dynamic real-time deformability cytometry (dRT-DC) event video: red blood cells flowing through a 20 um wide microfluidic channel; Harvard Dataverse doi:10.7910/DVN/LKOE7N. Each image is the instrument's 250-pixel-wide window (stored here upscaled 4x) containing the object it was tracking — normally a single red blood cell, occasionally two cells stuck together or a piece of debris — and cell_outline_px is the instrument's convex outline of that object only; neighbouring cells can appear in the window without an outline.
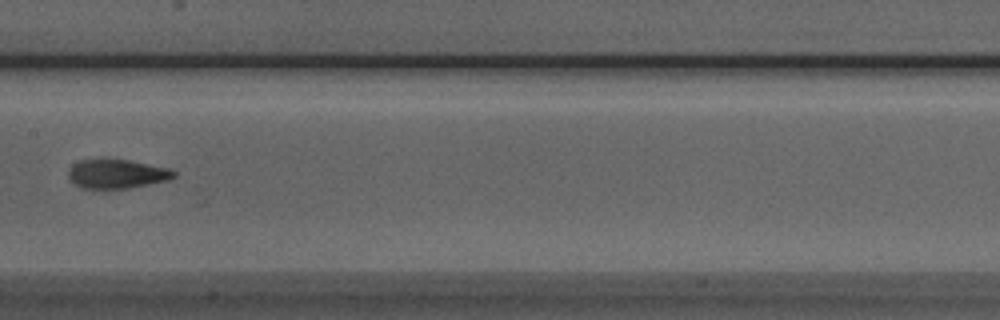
{"species": "Egyptian fruit bat (a non-hibernating species)", "species_latin": "Rousettus aegyptiacus", "temperature_condition": "room temperature", "stored_images_in_passage": 8, "camera_frame_rate_fps": 3000, "um_per_image_px": 0.085, "animal": {"sex": "male"}, "frame": {"image": 1, "passage_image": 7, "time_ms": 7.0, "image_size_px": [1000, 320], "cell_outline_px": [[176, 176], [168, 180], [128, 188], [80, 188], [68, 180], [68, 172], [72, 164], [80, 160], [100, 156], [104, 156], [128, 160], [172, 168], [176, 172]], "centroid_in_image_um": [9.89, 14.73], "position_along_channel_um": 197.5, "area_um2": 18.61}}
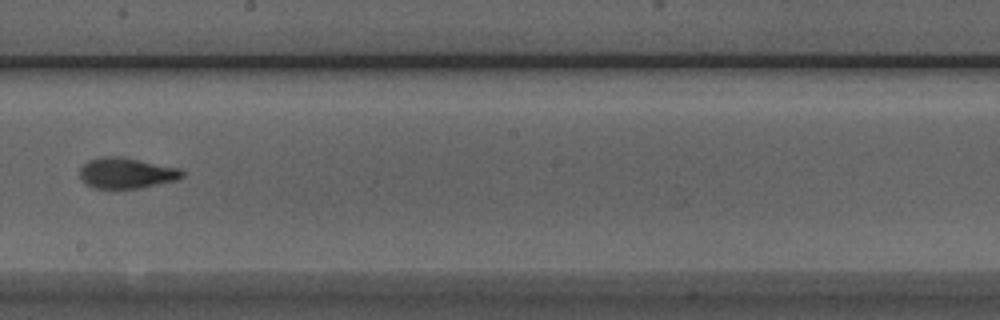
{"frame": {"image": 2, "passage_image": 8, "time_ms": 8.0, "image_size_px": [1000, 320], "cell_outline_px": [[184, 176], [180, 180], [140, 188], [92, 188], [80, 176], [80, 168], [88, 160], [100, 156], [120, 156], [180, 168], [184, 172]], "centroid_in_image_um": [10.79, 14.7], "position_along_channel_um": 237.4, "area_um2": 18.44}}